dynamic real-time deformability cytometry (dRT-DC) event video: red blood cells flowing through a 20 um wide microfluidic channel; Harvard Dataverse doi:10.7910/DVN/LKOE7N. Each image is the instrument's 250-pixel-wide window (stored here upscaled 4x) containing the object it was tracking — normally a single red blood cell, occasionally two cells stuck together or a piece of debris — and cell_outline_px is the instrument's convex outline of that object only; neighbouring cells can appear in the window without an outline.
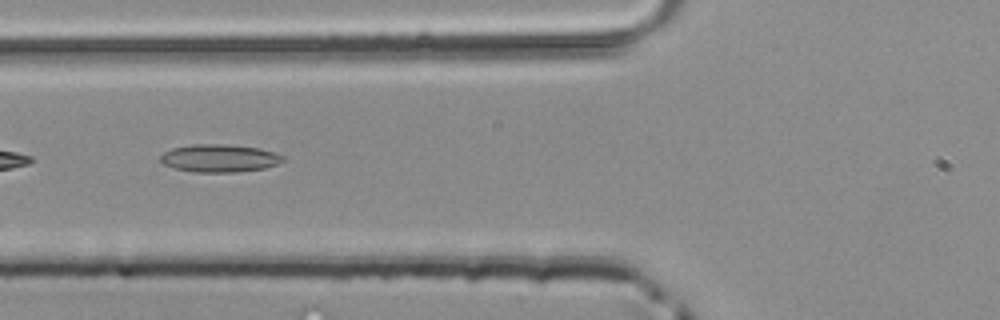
{"species": "common noctule bat (a hibernating species)", "species_latin": "Nyctalus noctula", "temperature_condition": "room temperature", "stored_images_in_passage": 20, "camera_frame_rate_fps": 3000, "um_per_image_px": 0.085, "animal": {"sex": "male", "body_mass_g": 20.4}, "frame": {"image": 1, "passage_image": 18, "time_ms": 5.667, "image_size_px": [1000, 320], "cell_outline_px": [[284, 160], [276, 164], [264, 168], [236, 172], [192, 172], [176, 168], [164, 164], [160, 160], [160, 156], [164, 152], [172, 148], [192, 144], [224, 144], [260, 148], [284, 156]], "centroid_in_image_um": [18.63, 13.44], "position_along_channel_um": 107.2, "area_um2": 19.71}}